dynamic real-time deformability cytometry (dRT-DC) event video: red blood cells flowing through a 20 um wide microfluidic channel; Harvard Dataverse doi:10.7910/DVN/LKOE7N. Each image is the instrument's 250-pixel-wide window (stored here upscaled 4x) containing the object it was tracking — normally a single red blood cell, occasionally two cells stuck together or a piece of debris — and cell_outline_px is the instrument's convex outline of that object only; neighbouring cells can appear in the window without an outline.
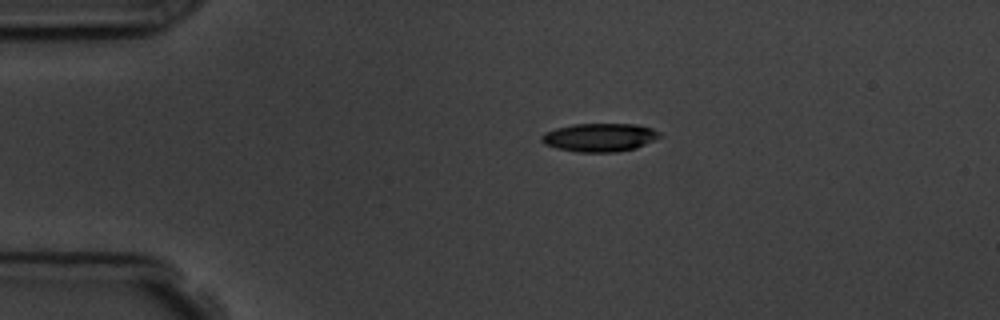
{"species": "common noctule bat (a hibernating species)", "species_latin": "Nyctalus noctula", "temperature_condition": "room temperature", "stored_images_in_passage": 2, "camera_frame_rate_fps": 3000, "um_per_image_px": 0.085, "animal": {"sex": "male", "body_mass_g": 19.5, "forearm_length_mm": 54.6}, "frame": {"image": 1, "passage_image": 1, "time_ms": 0.0, "image_size_px": [1000, 320], "cell_outline_px": [[664, 136], [636, 148], [616, 152], [580, 152], [556, 148], [544, 144], [540, 140], [540, 136], [544, 132], [556, 128], [572, 124], [636, 124], [652, 128], [660, 132]], "centroid_in_image_um": [50.98, 11.67], "position_along_channel_um": 34.0, "area_um2": 19.71}}